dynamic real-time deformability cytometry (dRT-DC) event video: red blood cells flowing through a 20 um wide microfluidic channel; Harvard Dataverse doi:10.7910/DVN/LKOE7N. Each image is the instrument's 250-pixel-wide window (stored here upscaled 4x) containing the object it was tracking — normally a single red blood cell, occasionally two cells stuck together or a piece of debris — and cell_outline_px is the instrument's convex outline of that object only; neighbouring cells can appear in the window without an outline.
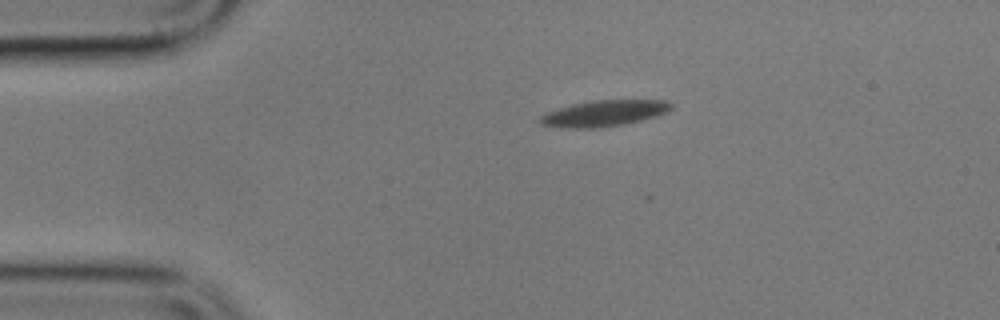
{"species": "common noctule bat (a hibernating species)", "species_latin": "Nyctalus noctula", "temperature_condition": "cold", "stored_images_in_passage": 4, "camera_frame_rate_fps": 3000, "um_per_image_px": 0.085, "animal": {"sex": "male", "body_mass_g": 17.9}, "frame": {"image": 1, "passage_image": 1, "time_ms": 0.0, "image_size_px": [1000, 320], "cell_outline_px": [[672, 108], [668, 112], [656, 116], [624, 124], [600, 128], [556, 128], [540, 124], [536, 120], [540, 116], [548, 112], [572, 104], [592, 100], [668, 100], [672, 104]], "centroid_in_image_um": [51.32, 9.64], "position_along_channel_um": 33.7, "area_um2": 20.11}}
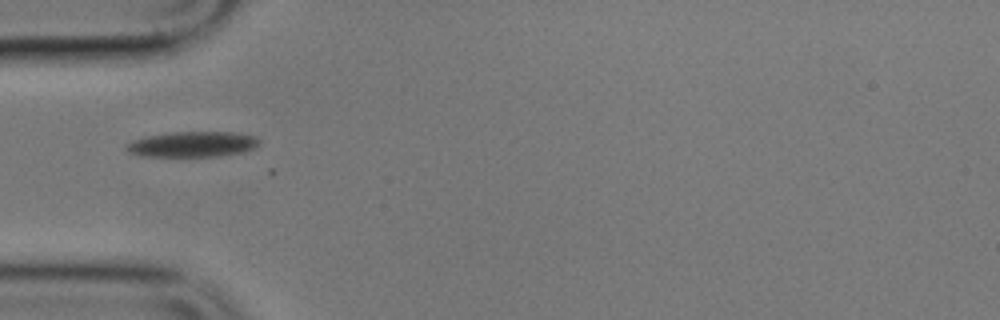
{"frame": {"image": 2, "passage_image": 3, "time_ms": 2.333, "image_size_px": [1000, 320], "cell_outline_px": [[260, 144], [256, 148], [244, 152], [220, 156], [140, 156], [128, 152], [124, 148], [124, 144], [132, 140], [144, 136], [168, 132], [240, 132], [256, 136], [260, 140]], "centroid_in_image_um": [16.37, 12.25], "position_along_channel_um": 68.6, "area_um2": 20.23}}